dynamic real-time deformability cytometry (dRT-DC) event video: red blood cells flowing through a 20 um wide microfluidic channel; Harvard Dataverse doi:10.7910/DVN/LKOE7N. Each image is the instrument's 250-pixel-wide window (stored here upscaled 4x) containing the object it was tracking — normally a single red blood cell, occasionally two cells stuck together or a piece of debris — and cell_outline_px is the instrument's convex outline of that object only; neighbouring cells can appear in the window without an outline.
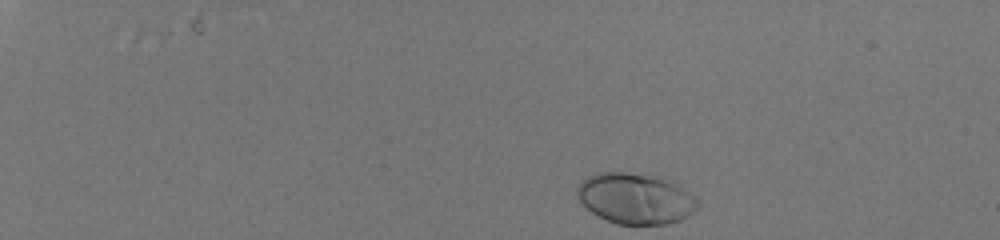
{"species": "human", "species_latin": "Homo sapiens", "temperature_condition": "room temperature", "stored_images_in_passage": 39, "camera_frame_rate_fps": 3000, "um_per_image_px": 0.085, "donor": {"sex": "male"}, "frame": {"image": 1, "passage_image": 1, "time_ms": 0.0, "image_size_px": [1000, 240], "cell_outline_px": [[700, 204], [688, 216], [680, 220], [668, 224], [616, 224], [592, 212], [576, 196], [576, 188], [588, 176], [596, 172], [648, 172], [668, 176], [676, 180], [700, 200]], "centroid_in_image_um": [54.11, 16.81], "position_along_channel_um": 30.9, "area_um2": 36.76}}
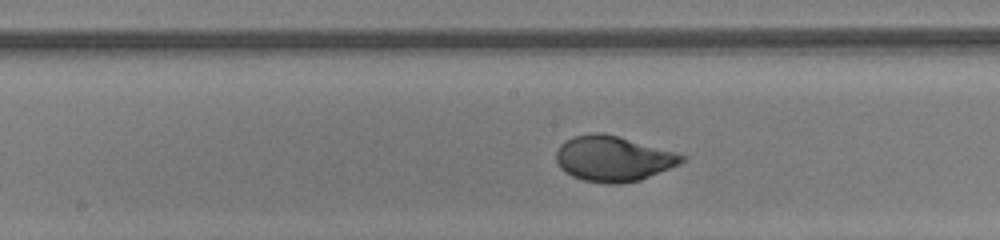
{"frame": {"image": 2, "passage_image": 24, "time_ms": 7.667, "image_size_px": [1000, 240], "cell_outline_px": [[684, 160], [680, 164], [640, 180], [620, 184], [608, 184], [584, 180], [572, 176], [564, 172], [560, 168], [556, 160], [556, 152], [560, 144], [564, 140], [576, 136], [592, 132], [604, 132], [676, 152], [684, 156]], "centroid_in_image_um": [52.09, 13.48], "position_along_channel_um": 196.1, "area_um2": 33.29}}
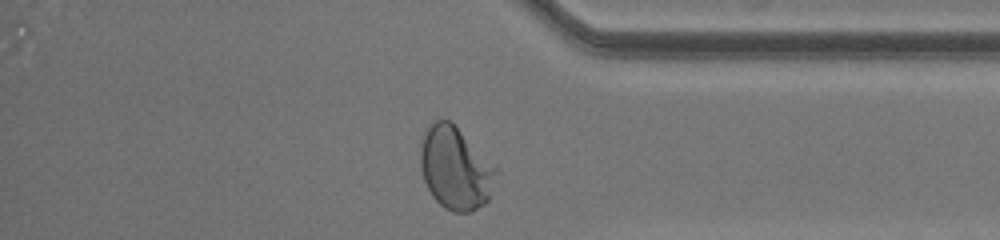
{"frame": {"image": 3, "passage_image": 39, "time_ms": 12.667, "image_size_px": [1000, 240], "cell_outline_px": [[496, 172], [488, 200], [484, 204], [468, 212], [452, 212], [444, 208], [432, 196], [424, 180], [420, 164], [420, 144], [428, 128], [436, 120], [448, 120], [496, 168]], "centroid_in_image_um": [38.66, 14.35], "position_along_channel_um": 396.5, "area_um2": 35.26}, "authors_computed_cell_mechanics": {"area_um2": 32.946, "velocity_mm_per_s": 4.0745, "shape_relaxation_time_tau1_ms": 2.6992, "shape_relaxation_time_tau2_ms": null, "deformation_change_tau1": 0.1683, "deformation_change_tau2": null}}